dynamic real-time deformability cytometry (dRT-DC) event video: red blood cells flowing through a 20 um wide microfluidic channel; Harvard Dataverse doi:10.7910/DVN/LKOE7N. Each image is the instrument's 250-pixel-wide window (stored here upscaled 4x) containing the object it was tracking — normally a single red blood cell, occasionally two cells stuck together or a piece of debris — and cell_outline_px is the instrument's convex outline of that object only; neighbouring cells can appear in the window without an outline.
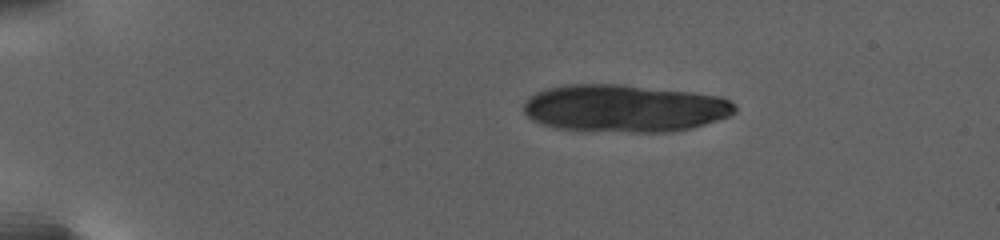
{"species": "human", "species_latin": "Homo sapiens", "temperature_condition": "warm", "stored_images_in_passage": 33, "camera_frame_rate_fps": 3000, "um_per_image_px": 0.085, "donor": {"sex": "female"}, "frame": {"image": 1, "passage_image": 6, "time_ms": 4.333, "image_size_px": [1000, 240], "cell_outline_px": [[736, 112], [728, 116], [692, 128], [672, 132], [588, 132], [556, 128], [540, 124], [532, 120], [524, 112], [524, 100], [528, 96], [544, 88], [564, 84], [620, 84], [692, 92], [720, 96], [736, 104]], "centroid_in_image_um": [53.02, 9.21], "position_along_channel_um": 32.0, "area_um2": 59.36}}
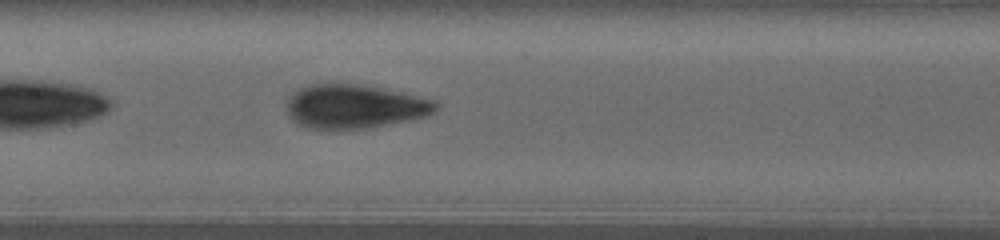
{"frame": {"image": 2, "passage_image": 19, "time_ms": 13.333, "image_size_px": [1000, 240], "cell_outline_px": [[440, 108], [428, 116], [412, 120], [372, 128], [304, 128], [296, 124], [288, 116], [288, 96], [300, 88], [308, 84], [364, 84], [384, 88], [436, 100], [440, 104]], "centroid_in_image_um": [30.19, 9.05], "position_along_channel_um": 177.2, "area_um2": 38.67}}
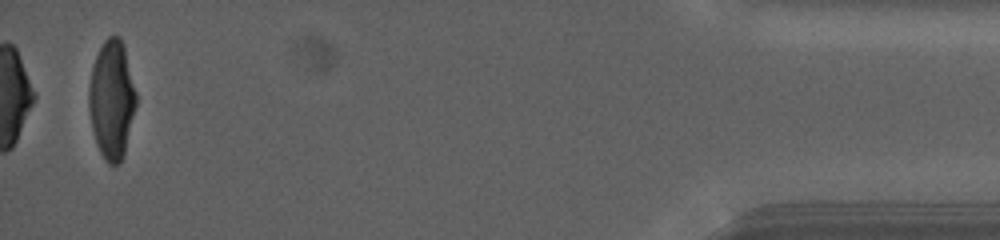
{"frame": {"image": 3, "passage_image": 33, "time_ms": 25.333, "image_size_px": [1000, 240], "cell_outline_px": [[136, 104], [124, 152], [120, 164], [108, 164], [104, 160], [96, 144], [92, 128], [88, 108], [88, 92], [92, 68], [96, 56], [104, 40], [108, 36], [120, 36], [124, 44], [136, 92]], "centroid_in_image_um": [9.49, 8.46], "position_along_channel_um": 425.7, "area_um2": 32.54}, "authors_computed_cell_mechanics": {"area_um2": 38.148, "velocity_mm_per_s": 2.6848, "shape_relaxation_time_tau1_ms": 5.1974, "shape_relaxation_time_tau2_ms": null, "deformation_change_tau1": 0.197, "deformation_change_tau2": null}}